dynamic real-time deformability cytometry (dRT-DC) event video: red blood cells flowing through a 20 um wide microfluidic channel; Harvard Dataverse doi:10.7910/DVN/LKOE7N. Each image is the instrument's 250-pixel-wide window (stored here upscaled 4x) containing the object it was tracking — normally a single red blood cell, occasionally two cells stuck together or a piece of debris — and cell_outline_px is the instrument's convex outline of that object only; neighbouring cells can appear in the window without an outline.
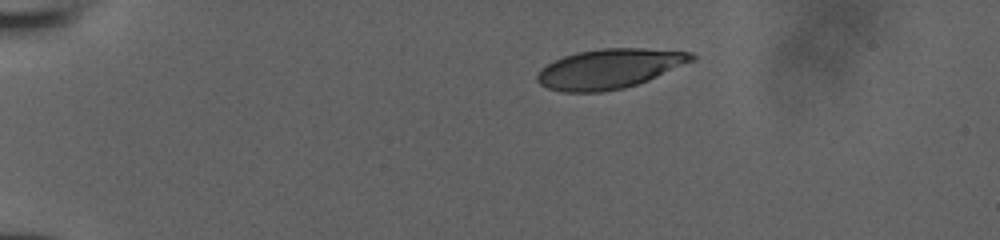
{"species": "human", "species_latin": "Homo sapiens", "temperature_condition": "room temperature", "stored_images_in_passage": 10, "camera_frame_rate_fps": 3000, "um_per_image_px": 0.085, "donor": {"sex": "male"}, "frame": {"image": 1, "passage_image": 1, "time_ms": 0.0, "image_size_px": [1000, 240], "cell_outline_px": [[696, 60], [648, 80], [624, 88], [600, 92], [560, 92], [548, 88], [540, 84], [536, 80], [536, 76], [540, 68], [564, 56], [576, 52], [600, 48], [644, 48], [692, 52], [696, 56]], "centroid_in_image_um": [51.81, 5.84], "position_along_channel_um": 33.2, "area_um2": 35.84}}
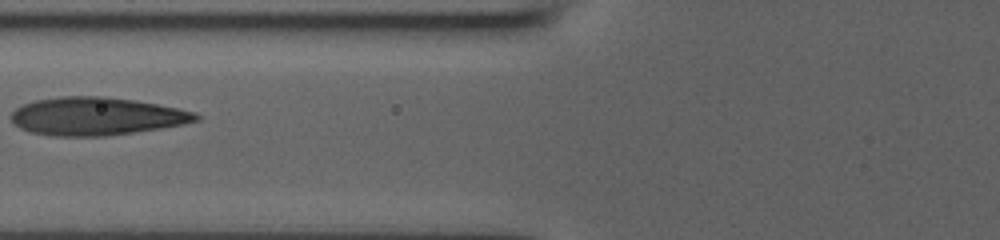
{"frame": {"image": 2, "passage_image": 7, "time_ms": 2.0, "image_size_px": [1000, 240], "cell_outline_px": [[200, 120], [184, 124], [160, 128], [104, 136], [52, 136], [32, 132], [20, 128], [12, 120], [12, 112], [16, 108], [24, 104], [36, 100], [60, 96], [104, 96], [132, 100], [156, 104], [196, 112], [200, 116]], "centroid_in_image_um": [8.2, 9.88], "position_along_channel_um": 117.6, "area_um2": 40.58}}
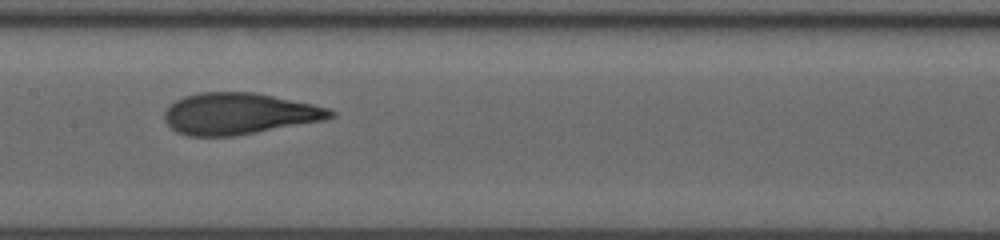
{"frame": {"image": 3, "passage_image": 9, "time_ms": 2.667, "image_size_px": [1000, 240], "cell_outline_px": [[336, 116], [324, 120], [236, 136], [188, 136], [176, 132], [164, 120], [164, 112], [176, 100], [184, 96], [200, 92], [256, 92], [312, 104], [328, 108], [336, 112]], "centroid_in_image_um": [20.32, 9.66], "position_along_channel_um": 187.1, "area_um2": 40.11}}